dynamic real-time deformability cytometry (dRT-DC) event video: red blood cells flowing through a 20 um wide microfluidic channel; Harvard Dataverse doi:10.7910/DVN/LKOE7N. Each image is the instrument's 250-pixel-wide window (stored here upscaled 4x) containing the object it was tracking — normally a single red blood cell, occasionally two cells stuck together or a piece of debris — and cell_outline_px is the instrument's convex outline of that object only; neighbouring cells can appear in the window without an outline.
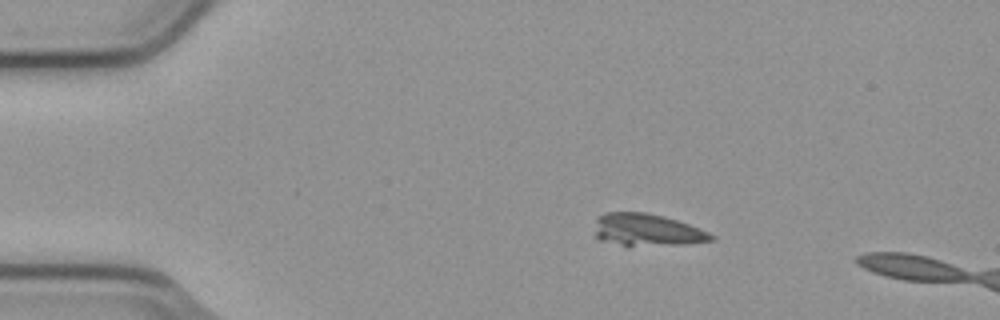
{"species": "common noctule bat (a hibernating species)", "species_latin": "Nyctalus noctula", "temperature_condition": "cold", "stored_images_in_passage": 4, "camera_frame_rate_fps": 3000, "um_per_image_px": 0.085, "animal": {"sex": "male", "body_mass_g": 23.1, "forearm_length_mm": 52.7}, "frame": {"image": 1, "passage_image": 2, "time_ms": 0.333, "image_size_px": [1000, 320], "cell_outline_px": [[716, 240], [684, 244], [628, 248], [600, 240], [596, 236], [596, 216], [608, 212], [644, 212], [664, 216], [688, 224], [708, 232], [716, 236]], "centroid_in_image_um": [54.97, 19.58], "position_along_channel_um": 30.0, "area_um2": 22.48}}